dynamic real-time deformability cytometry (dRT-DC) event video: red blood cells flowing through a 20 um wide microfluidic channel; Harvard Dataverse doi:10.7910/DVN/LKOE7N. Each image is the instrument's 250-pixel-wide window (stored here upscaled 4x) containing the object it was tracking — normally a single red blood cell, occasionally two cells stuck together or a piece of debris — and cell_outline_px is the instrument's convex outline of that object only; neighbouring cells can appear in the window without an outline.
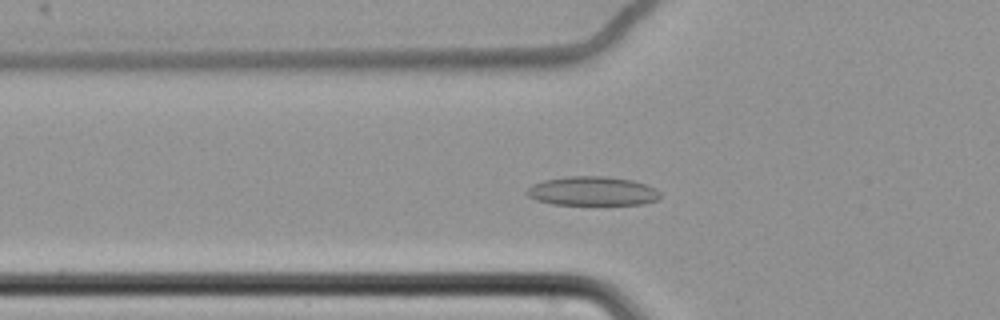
{"species": "common noctule bat (a hibernating species)", "species_latin": "Nyctalus noctula", "temperature_condition": "cold", "stored_images_in_passage": 52, "camera_frame_rate_fps": 3000, "um_per_image_px": 0.085, "animal": {"sex": "female", "body_mass_g": 22.7, "forearm_length_mm": 54.2}, "frame": {"image": 1, "passage_image": 13, "time_ms": 4.0, "image_size_px": [1000, 320], "cell_outline_px": [[660, 200], [644, 204], [552, 204], [536, 200], [528, 196], [524, 192], [532, 184], [544, 180], [564, 176], [604, 176], [632, 180], [656, 188], [660, 192]], "centroid_in_image_um": [50.35, 16.24], "position_along_channel_um": 75.4, "area_um2": 22.72}}
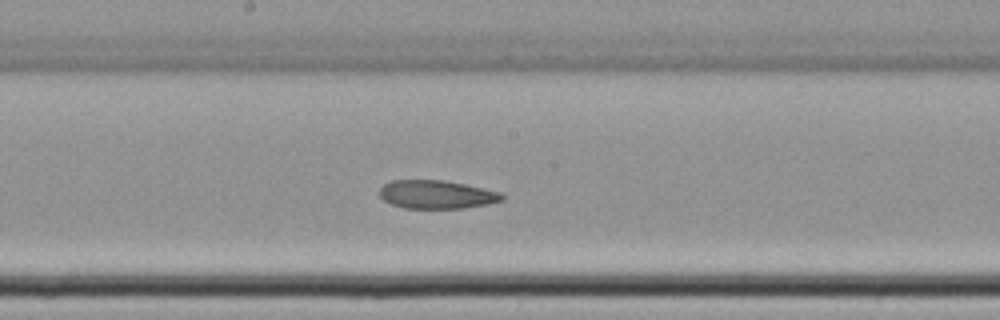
{"frame": {"image": 2, "passage_image": 25, "time_ms": 8.0, "image_size_px": [1000, 320], "cell_outline_px": [[504, 200], [488, 204], [464, 208], [404, 208], [392, 204], [384, 200], [380, 196], [380, 188], [384, 184], [392, 180], [444, 180], [464, 184], [500, 192], [504, 196]], "centroid_in_image_um": [37.11, 16.53], "position_along_channel_um": 211.1, "area_um2": 20.17}}
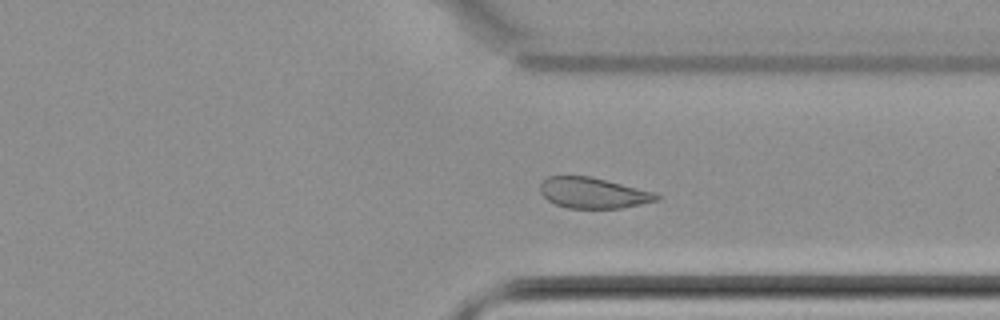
{"frame": {"image": 3, "passage_image": 38, "time_ms": 12.333, "image_size_px": [1000, 320], "cell_outline_px": [[660, 200], [620, 208], [568, 208], [556, 204], [548, 200], [540, 192], [540, 184], [548, 176], [588, 176], [656, 192], [660, 196]], "centroid_in_image_um": [50.43, 16.4], "position_along_channel_um": 361.0, "area_um2": 20.69}}